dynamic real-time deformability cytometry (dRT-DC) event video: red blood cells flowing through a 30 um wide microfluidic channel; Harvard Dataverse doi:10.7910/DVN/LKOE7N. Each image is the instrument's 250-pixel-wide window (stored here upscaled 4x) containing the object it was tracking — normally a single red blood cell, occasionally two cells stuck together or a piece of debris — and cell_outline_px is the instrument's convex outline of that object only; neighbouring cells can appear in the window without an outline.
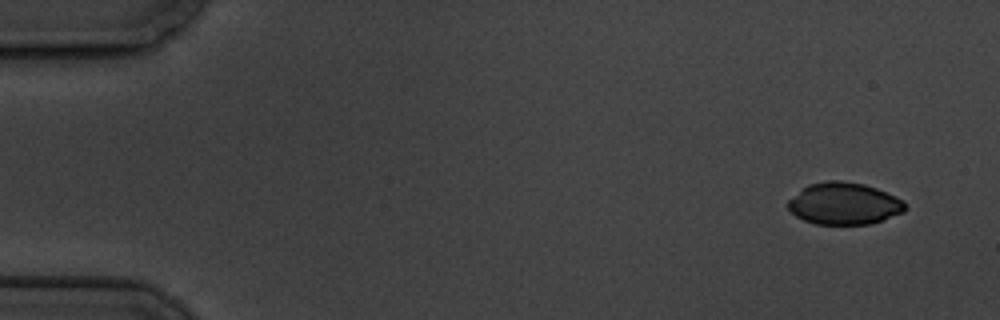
{"species": "common noctule bat (a hibernating species)", "species_latin": "Nyctalus noctula", "temperature_condition": "cold", "stored_images_in_passage": 11, "camera_frame_rate_fps": 3000, "um_per_image_px": 0.085, "animal": {"sex": "male", "body_mass_g": 19.5, "forearm_length_mm": 54.6}, "frame": {"image": 1, "passage_image": 1, "time_ms": 0.0, "image_size_px": [1000, 320], "cell_outline_px": [[904, 212], [868, 224], [816, 224], [804, 220], [796, 216], [788, 208], [788, 200], [808, 184], [828, 180], [840, 180], [864, 184], [876, 188], [904, 200]], "centroid_in_image_um": [71.72, 17.29], "position_along_channel_um": 13.3, "area_um2": 28.38}}
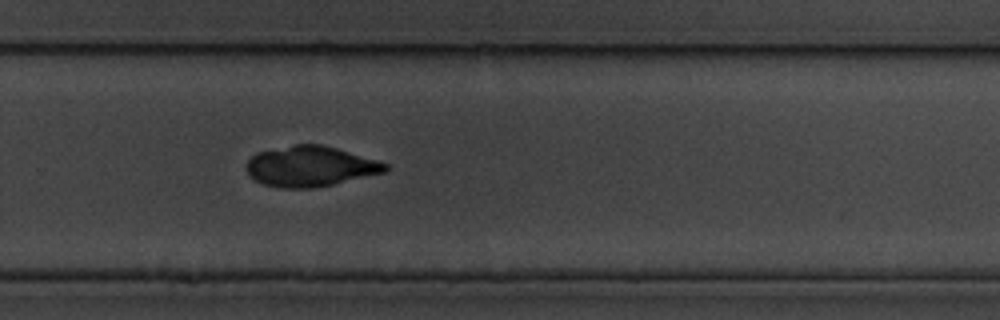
{"frame": {"image": 2, "passage_image": 11, "time_ms": 12.0, "image_size_px": [1000, 320], "cell_outline_px": [[388, 172], [332, 184], [312, 188], [280, 188], [264, 184], [248, 176], [248, 160], [256, 152], [296, 144], [320, 144], [336, 148], [376, 160], [388, 164]], "centroid_in_image_um": [26.38, 14.14], "position_along_channel_um": 303.4, "area_um2": 32.48}}